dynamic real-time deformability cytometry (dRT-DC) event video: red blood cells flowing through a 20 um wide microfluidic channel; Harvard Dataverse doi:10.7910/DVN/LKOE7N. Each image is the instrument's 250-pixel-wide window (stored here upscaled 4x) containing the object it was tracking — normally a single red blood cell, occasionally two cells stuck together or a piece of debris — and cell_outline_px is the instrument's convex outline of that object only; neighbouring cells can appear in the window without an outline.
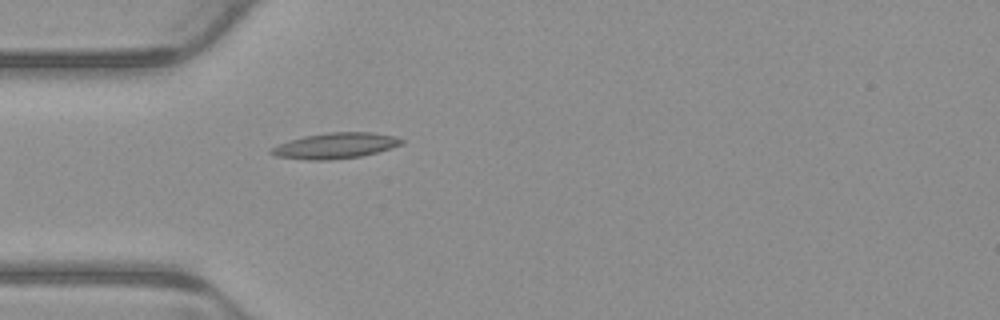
{"species": "common noctule bat (a hibernating species)", "species_latin": "Nyctalus noctula", "temperature_condition": "warm", "stored_images_in_passage": 5, "camera_frame_rate_fps": 3000, "um_per_image_px": 0.085, "animal": {"sex": "male", "body_mass_g": 23.1, "forearm_length_mm": 52.7}, "frame": {"image": 1, "passage_image": 5, "time_ms": 1.333, "image_size_px": [1000, 320], "cell_outline_px": [[404, 144], [376, 152], [360, 156], [328, 160], [308, 160], [276, 156], [268, 152], [272, 148], [288, 140], [304, 136], [328, 132], [372, 132], [392, 136], [404, 140]], "centroid_in_image_um": [28.49, 12.38], "position_along_channel_um": 56.5, "area_um2": 19.36}}